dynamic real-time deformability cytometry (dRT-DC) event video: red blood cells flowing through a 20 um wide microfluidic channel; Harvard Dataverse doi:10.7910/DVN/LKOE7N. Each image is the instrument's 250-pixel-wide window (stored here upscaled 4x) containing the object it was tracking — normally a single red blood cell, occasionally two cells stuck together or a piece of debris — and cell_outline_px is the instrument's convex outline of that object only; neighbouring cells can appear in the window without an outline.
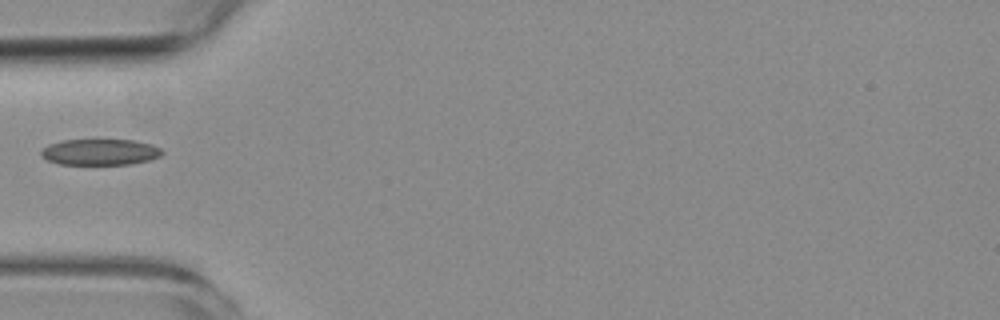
{"species": "common noctule bat (a hibernating species)", "species_latin": "Nyctalus noctula", "temperature_condition": "room temperature", "stored_images_in_passage": 2, "camera_frame_rate_fps": 3000, "um_per_image_px": 0.085, "animal": {"sex": "female", "body_mass_g": 19.3, "forearm_length_mm": 54.1}, "frame": {"image": 1, "passage_image": 1, "time_ms": 0.0, "image_size_px": [1000, 320], "cell_outline_px": [[164, 152], [160, 156], [148, 160], [132, 164], [60, 164], [48, 160], [40, 156], [40, 152], [48, 144], [60, 140], [132, 140], [152, 144], [160, 148]], "centroid_in_image_um": [8.49, 12.92], "position_along_channel_um": 76.5, "area_um2": 18.38}}
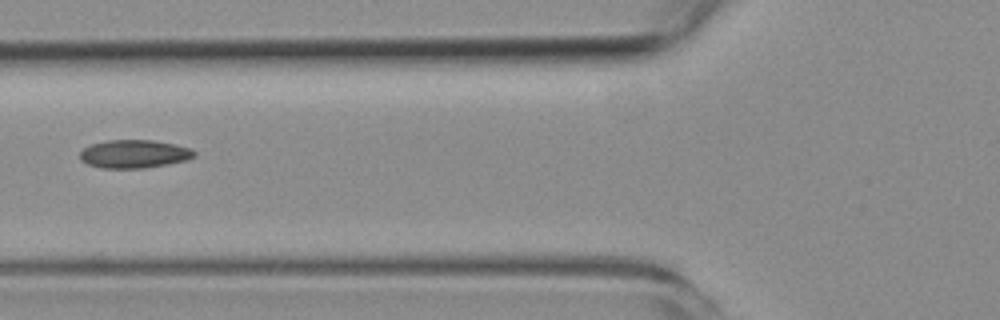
{"frame": {"image": 2, "passage_image": 2, "time_ms": 1.0, "image_size_px": [1000, 320], "cell_outline_px": [[196, 156], [188, 160], [144, 168], [100, 168], [88, 164], [80, 160], [80, 152], [84, 148], [92, 144], [108, 140], [152, 140], [192, 148], [196, 152]], "centroid_in_image_um": [11.42, 13.09], "position_along_channel_um": 114.4, "area_um2": 18.79}}